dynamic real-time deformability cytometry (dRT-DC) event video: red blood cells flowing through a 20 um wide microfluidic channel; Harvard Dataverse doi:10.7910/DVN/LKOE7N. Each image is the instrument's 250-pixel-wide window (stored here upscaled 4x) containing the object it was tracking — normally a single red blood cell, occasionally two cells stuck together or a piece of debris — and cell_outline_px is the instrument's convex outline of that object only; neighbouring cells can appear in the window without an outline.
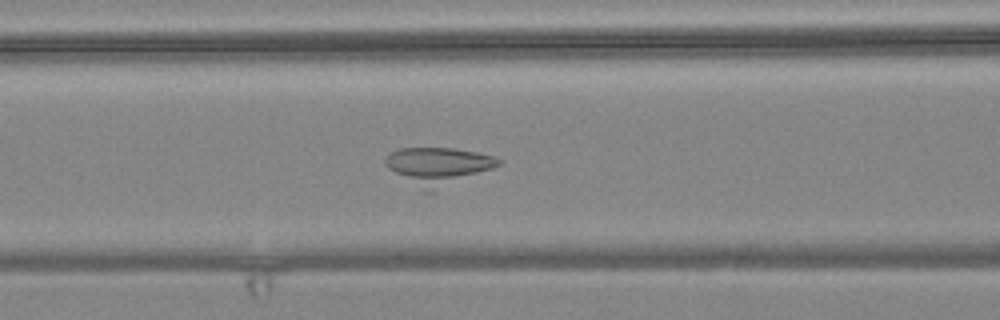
{"species": "common noctule bat (a hibernating species)", "species_latin": "Nyctalus noctula", "temperature_condition": "warm", "stored_images_in_passage": 55, "camera_frame_rate_fps": 3000, "um_per_image_px": 0.085, "animal": {"sex": "female", "body_mass_g": 24.6, "forearm_length_mm": 56.2}, "frame": {"image": 1, "passage_image": 22, "time_ms": 7.0, "image_size_px": [1000, 320], "cell_outline_px": [[500, 164], [492, 168], [432, 192], [424, 192], [388, 168], [384, 164], [384, 160], [388, 152], [400, 148], [452, 148], [476, 152], [496, 156], [500, 160]], "centroid_in_image_um": [37.2, 14.1], "position_along_channel_um": 129.4, "area_um2": 24.39}}
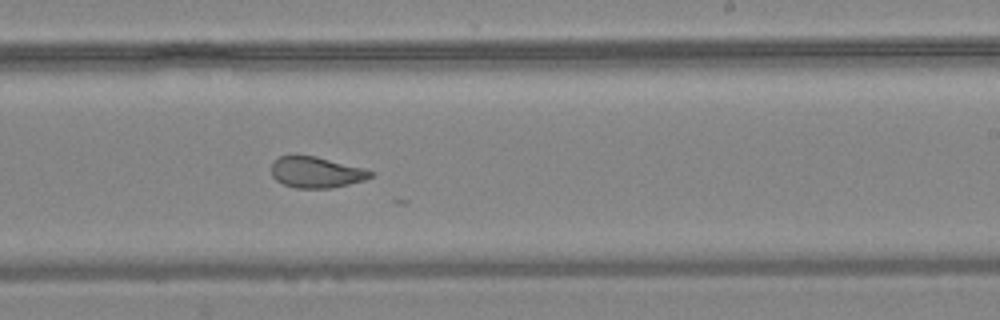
{"frame": {"image": 2, "passage_image": 33, "time_ms": 10.667, "image_size_px": [1000, 320], "cell_outline_px": [[372, 176], [364, 180], [332, 188], [296, 188], [284, 184], [276, 180], [272, 176], [272, 160], [280, 156], [316, 156], [364, 168], [372, 172]], "centroid_in_image_um": [26.86, 14.64], "position_along_channel_um": 262.1, "area_um2": 17.8}}
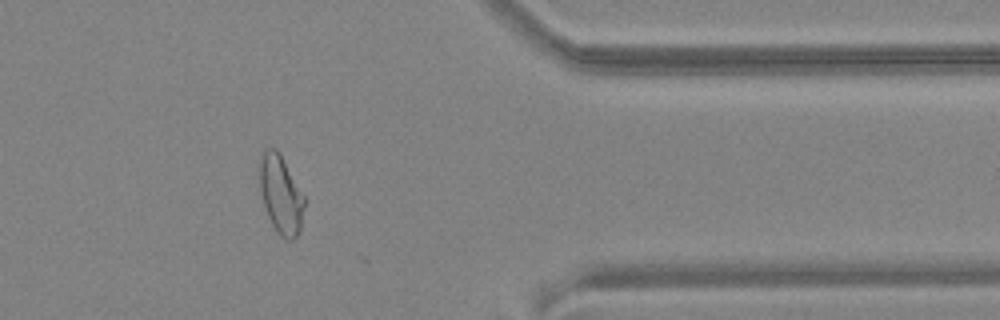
{"frame": {"image": 3, "passage_image": 45, "time_ms": 14.667, "image_size_px": [1000, 320], "cell_outline_px": [[304, 204], [300, 228], [296, 236], [292, 240], [288, 240], [280, 236], [272, 224], [268, 216], [264, 204], [260, 188], [260, 156], [268, 148], [276, 148], [280, 152], [304, 196]], "centroid_in_image_um": [23.87, 16.52], "position_along_channel_um": 387.5, "area_um2": 20.06}}